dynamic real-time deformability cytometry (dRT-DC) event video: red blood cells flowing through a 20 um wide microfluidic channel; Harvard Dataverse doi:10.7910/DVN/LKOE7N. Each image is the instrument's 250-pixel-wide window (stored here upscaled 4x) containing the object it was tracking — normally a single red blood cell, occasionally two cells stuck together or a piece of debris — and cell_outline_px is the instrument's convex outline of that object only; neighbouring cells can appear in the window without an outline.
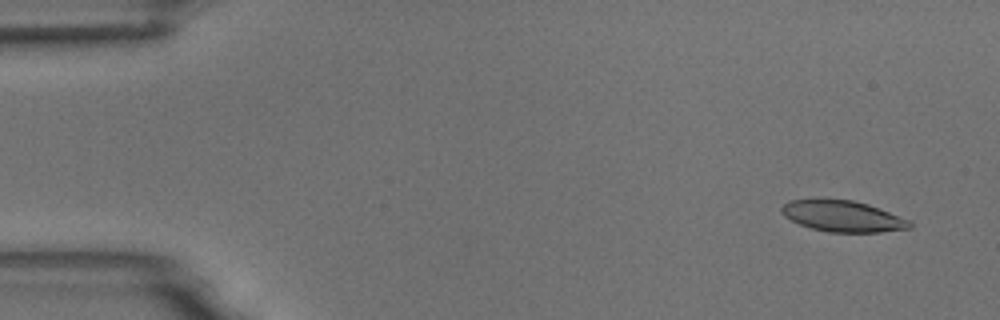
{"species": "common noctule bat (a hibernating species)", "species_latin": "Nyctalus noctula", "temperature_condition": "room temperature", "stored_images_in_passage": 4, "camera_frame_rate_fps": 3000, "um_per_image_px": 0.085, "animal": {"sex": "male", "body_mass_g": 18.8}, "frame": {"image": 1, "passage_image": 1, "time_ms": 0.0, "image_size_px": [1000, 320], "cell_outline_px": [[912, 228], [880, 232], [828, 232], [812, 228], [800, 224], [784, 216], [780, 212], [780, 208], [788, 200], [852, 200], [868, 204], [912, 220]], "centroid_in_image_um": [71.67, 18.39], "position_along_channel_um": 13.3, "area_um2": 23.12}}